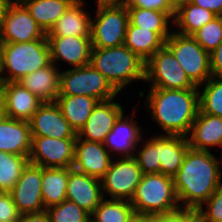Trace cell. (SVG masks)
Wrapping results in <instances>:
<instances>
[{
    "label": "cell",
    "instance_id": "cell-1",
    "mask_svg": "<svg viewBox=\"0 0 222 222\" xmlns=\"http://www.w3.org/2000/svg\"><path fill=\"white\" fill-rule=\"evenodd\" d=\"M221 162L211 151L189 148L173 177L180 207L197 210L222 182Z\"/></svg>",
    "mask_w": 222,
    "mask_h": 222
},
{
    "label": "cell",
    "instance_id": "cell-2",
    "mask_svg": "<svg viewBox=\"0 0 222 222\" xmlns=\"http://www.w3.org/2000/svg\"><path fill=\"white\" fill-rule=\"evenodd\" d=\"M144 107L167 135L187 137L199 111V89L149 88Z\"/></svg>",
    "mask_w": 222,
    "mask_h": 222
},
{
    "label": "cell",
    "instance_id": "cell-3",
    "mask_svg": "<svg viewBox=\"0 0 222 222\" xmlns=\"http://www.w3.org/2000/svg\"><path fill=\"white\" fill-rule=\"evenodd\" d=\"M90 64L120 93L131 82L145 81V61L125 45L92 48Z\"/></svg>",
    "mask_w": 222,
    "mask_h": 222
},
{
    "label": "cell",
    "instance_id": "cell-4",
    "mask_svg": "<svg viewBox=\"0 0 222 222\" xmlns=\"http://www.w3.org/2000/svg\"><path fill=\"white\" fill-rule=\"evenodd\" d=\"M50 63L47 38L20 43H0V82H17L23 76Z\"/></svg>",
    "mask_w": 222,
    "mask_h": 222
},
{
    "label": "cell",
    "instance_id": "cell-5",
    "mask_svg": "<svg viewBox=\"0 0 222 222\" xmlns=\"http://www.w3.org/2000/svg\"><path fill=\"white\" fill-rule=\"evenodd\" d=\"M130 202L140 214L168 213L180 207L173 178L162 173L143 174Z\"/></svg>",
    "mask_w": 222,
    "mask_h": 222
},
{
    "label": "cell",
    "instance_id": "cell-6",
    "mask_svg": "<svg viewBox=\"0 0 222 222\" xmlns=\"http://www.w3.org/2000/svg\"><path fill=\"white\" fill-rule=\"evenodd\" d=\"M96 2V15L91 19L92 48L124 45L129 23L127 7L121 1Z\"/></svg>",
    "mask_w": 222,
    "mask_h": 222
},
{
    "label": "cell",
    "instance_id": "cell-7",
    "mask_svg": "<svg viewBox=\"0 0 222 222\" xmlns=\"http://www.w3.org/2000/svg\"><path fill=\"white\" fill-rule=\"evenodd\" d=\"M61 71L59 95H84L104 101L120 94L91 64Z\"/></svg>",
    "mask_w": 222,
    "mask_h": 222
},
{
    "label": "cell",
    "instance_id": "cell-8",
    "mask_svg": "<svg viewBox=\"0 0 222 222\" xmlns=\"http://www.w3.org/2000/svg\"><path fill=\"white\" fill-rule=\"evenodd\" d=\"M165 46L173 53L188 78L198 87L211 74L210 53L191 36L173 31L166 39Z\"/></svg>",
    "mask_w": 222,
    "mask_h": 222
},
{
    "label": "cell",
    "instance_id": "cell-9",
    "mask_svg": "<svg viewBox=\"0 0 222 222\" xmlns=\"http://www.w3.org/2000/svg\"><path fill=\"white\" fill-rule=\"evenodd\" d=\"M145 81L149 88L199 89L187 76L173 53L164 46L145 62Z\"/></svg>",
    "mask_w": 222,
    "mask_h": 222
},
{
    "label": "cell",
    "instance_id": "cell-10",
    "mask_svg": "<svg viewBox=\"0 0 222 222\" xmlns=\"http://www.w3.org/2000/svg\"><path fill=\"white\" fill-rule=\"evenodd\" d=\"M113 160L106 174L100 179L102 194L110 199L131 201L141 181L142 171L134 157H122Z\"/></svg>",
    "mask_w": 222,
    "mask_h": 222
},
{
    "label": "cell",
    "instance_id": "cell-11",
    "mask_svg": "<svg viewBox=\"0 0 222 222\" xmlns=\"http://www.w3.org/2000/svg\"><path fill=\"white\" fill-rule=\"evenodd\" d=\"M76 138L32 136L29 163L43 167L72 168Z\"/></svg>",
    "mask_w": 222,
    "mask_h": 222
},
{
    "label": "cell",
    "instance_id": "cell-12",
    "mask_svg": "<svg viewBox=\"0 0 222 222\" xmlns=\"http://www.w3.org/2000/svg\"><path fill=\"white\" fill-rule=\"evenodd\" d=\"M47 38L26 7L14 0L0 28V43H20Z\"/></svg>",
    "mask_w": 222,
    "mask_h": 222
},
{
    "label": "cell",
    "instance_id": "cell-13",
    "mask_svg": "<svg viewBox=\"0 0 222 222\" xmlns=\"http://www.w3.org/2000/svg\"><path fill=\"white\" fill-rule=\"evenodd\" d=\"M42 167L28 163L9 191L19 213H38L45 209L41 192Z\"/></svg>",
    "mask_w": 222,
    "mask_h": 222
},
{
    "label": "cell",
    "instance_id": "cell-14",
    "mask_svg": "<svg viewBox=\"0 0 222 222\" xmlns=\"http://www.w3.org/2000/svg\"><path fill=\"white\" fill-rule=\"evenodd\" d=\"M46 37L50 48L51 62L56 66L58 65V68H60V61L68 63L73 68L90 64L92 50L91 37Z\"/></svg>",
    "mask_w": 222,
    "mask_h": 222
},
{
    "label": "cell",
    "instance_id": "cell-15",
    "mask_svg": "<svg viewBox=\"0 0 222 222\" xmlns=\"http://www.w3.org/2000/svg\"><path fill=\"white\" fill-rule=\"evenodd\" d=\"M115 98L99 101L93 108L88 120L77 133L76 139L104 143L115 121L124 112Z\"/></svg>",
    "mask_w": 222,
    "mask_h": 222
},
{
    "label": "cell",
    "instance_id": "cell-16",
    "mask_svg": "<svg viewBox=\"0 0 222 222\" xmlns=\"http://www.w3.org/2000/svg\"><path fill=\"white\" fill-rule=\"evenodd\" d=\"M28 122L32 136L77 138L56 102H44Z\"/></svg>",
    "mask_w": 222,
    "mask_h": 222
},
{
    "label": "cell",
    "instance_id": "cell-17",
    "mask_svg": "<svg viewBox=\"0 0 222 222\" xmlns=\"http://www.w3.org/2000/svg\"><path fill=\"white\" fill-rule=\"evenodd\" d=\"M112 155L104 143L76 139L73 169L101 179L112 162Z\"/></svg>",
    "mask_w": 222,
    "mask_h": 222
},
{
    "label": "cell",
    "instance_id": "cell-18",
    "mask_svg": "<svg viewBox=\"0 0 222 222\" xmlns=\"http://www.w3.org/2000/svg\"><path fill=\"white\" fill-rule=\"evenodd\" d=\"M143 129L137 124L131 116H126L123 112L115 121L112 130L107 134L104 142L105 148L115 159L117 154L122 157H133L136 147L140 144Z\"/></svg>",
    "mask_w": 222,
    "mask_h": 222
},
{
    "label": "cell",
    "instance_id": "cell-19",
    "mask_svg": "<svg viewBox=\"0 0 222 222\" xmlns=\"http://www.w3.org/2000/svg\"><path fill=\"white\" fill-rule=\"evenodd\" d=\"M4 102V115L9 118L29 121L44 103L18 82H0Z\"/></svg>",
    "mask_w": 222,
    "mask_h": 222
},
{
    "label": "cell",
    "instance_id": "cell-20",
    "mask_svg": "<svg viewBox=\"0 0 222 222\" xmlns=\"http://www.w3.org/2000/svg\"><path fill=\"white\" fill-rule=\"evenodd\" d=\"M101 180L69 168L66 199L90 215L103 199Z\"/></svg>",
    "mask_w": 222,
    "mask_h": 222
},
{
    "label": "cell",
    "instance_id": "cell-21",
    "mask_svg": "<svg viewBox=\"0 0 222 222\" xmlns=\"http://www.w3.org/2000/svg\"><path fill=\"white\" fill-rule=\"evenodd\" d=\"M31 147L29 122L4 116L0 120V151L29 157Z\"/></svg>",
    "mask_w": 222,
    "mask_h": 222
},
{
    "label": "cell",
    "instance_id": "cell-22",
    "mask_svg": "<svg viewBox=\"0 0 222 222\" xmlns=\"http://www.w3.org/2000/svg\"><path fill=\"white\" fill-rule=\"evenodd\" d=\"M187 139L190 148L196 150L210 151L212 147H222V117L199 110Z\"/></svg>",
    "mask_w": 222,
    "mask_h": 222
},
{
    "label": "cell",
    "instance_id": "cell-23",
    "mask_svg": "<svg viewBox=\"0 0 222 222\" xmlns=\"http://www.w3.org/2000/svg\"><path fill=\"white\" fill-rule=\"evenodd\" d=\"M84 0H76L54 23L46 36L91 37V17L84 7Z\"/></svg>",
    "mask_w": 222,
    "mask_h": 222
},
{
    "label": "cell",
    "instance_id": "cell-24",
    "mask_svg": "<svg viewBox=\"0 0 222 222\" xmlns=\"http://www.w3.org/2000/svg\"><path fill=\"white\" fill-rule=\"evenodd\" d=\"M59 68L52 62L39 70L23 76L17 82L43 102H55L59 95Z\"/></svg>",
    "mask_w": 222,
    "mask_h": 222
},
{
    "label": "cell",
    "instance_id": "cell-25",
    "mask_svg": "<svg viewBox=\"0 0 222 222\" xmlns=\"http://www.w3.org/2000/svg\"><path fill=\"white\" fill-rule=\"evenodd\" d=\"M190 148L187 137L179 135H159L160 173L174 177L183 164Z\"/></svg>",
    "mask_w": 222,
    "mask_h": 222
},
{
    "label": "cell",
    "instance_id": "cell-26",
    "mask_svg": "<svg viewBox=\"0 0 222 222\" xmlns=\"http://www.w3.org/2000/svg\"><path fill=\"white\" fill-rule=\"evenodd\" d=\"M55 102L59 106L64 118L74 131L78 133L99 101L84 95H58Z\"/></svg>",
    "mask_w": 222,
    "mask_h": 222
},
{
    "label": "cell",
    "instance_id": "cell-27",
    "mask_svg": "<svg viewBox=\"0 0 222 222\" xmlns=\"http://www.w3.org/2000/svg\"><path fill=\"white\" fill-rule=\"evenodd\" d=\"M47 33L76 0H19Z\"/></svg>",
    "mask_w": 222,
    "mask_h": 222
},
{
    "label": "cell",
    "instance_id": "cell-28",
    "mask_svg": "<svg viewBox=\"0 0 222 222\" xmlns=\"http://www.w3.org/2000/svg\"><path fill=\"white\" fill-rule=\"evenodd\" d=\"M69 168H42L41 192L45 209L66 199Z\"/></svg>",
    "mask_w": 222,
    "mask_h": 222
},
{
    "label": "cell",
    "instance_id": "cell-29",
    "mask_svg": "<svg viewBox=\"0 0 222 222\" xmlns=\"http://www.w3.org/2000/svg\"><path fill=\"white\" fill-rule=\"evenodd\" d=\"M124 45L146 62L165 46V40L157 32L136 27L129 22Z\"/></svg>",
    "mask_w": 222,
    "mask_h": 222
},
{
    "label": "cell",
    "instance_id": "cell-30",
    "mask_svg": "<svg viewBox=\"0 0 222 222\" xmlns=\"http://www.w3.org/2000/svg\"><path fill=\"white\" fill-rule=\"evenodd\" d=\"M127 10L132 25L157 32L165 41L171 35L168 25H173V18L168 13L136 7H127Z\"/></svg>",
    "mask_w": 222,
    "mask_h": 222
},
{
    "label": "cell",
    "instance_id": "cell-31",
    "mask_svg": "<svg viewBox=\"0 0 222 222\" xmlns=\"http://www.w3.org/2000/svg\"><path fill=\"white\" fill-rule=\"evenodd\" d=\"M216 16L212 11L189 2L175 11L173 24L177 33L192 35Z\"/></svg>",
    "mask_w": 222,
    "mask_h": 222
},
{
    "label": "cell",
    "instance_id": "cell-32",
    "mask_svg": "<svg viewBox=\"0 0 222 222\" xmlns=\"http://www.w3.org/2000/svg\"><path fill=\"white\" fill-rule=\"evenodd\" d=\"M134 209L130 201L122 199H105L90 216L91 222H128Z\"/></svg>",
    "mask_w": 222,
    "mask_h": 222
},
{
    "label": "cell",
    "instance_id": "cell-33",
    "mask_svg": "<svg viewBox=\"0 0 222 222\" xmlns=\"http://www.w3.org/2000/svg\"><path fill=\"white\" fill-rule=\"evenodd\" d=\"M28 163V156L0 151V188L3 192L14 187Z\"/></svg>",
    "mask_w": 222,
    "mask_h": 222
},
{
    "label": "cell",
    "instance_id": "cell-34",
    "mask_svg": "<svg viewBox=\"0 0 222 222\" xmlns=\"http://www.w3.org/2000/svg\"><path fill=\"white\" fill-rule=\"evenodd\" d=\"M201 86H204L202 92ZM198 88L199 110L202 113L222 117V78L212 76Z\"/></svg>",
    "mask_w": 222,
    "mask_h": 222
},
{
    "label": "cell",
    "instance_id": "cell-35",
    "mask_svg": "<svg viewBox=\"0 0 222 222\" xmlns=\"http://www.w3.org/2000/svg\"><path fill=\"white\" fill-rule=\"evenodd\" d=\"M136 147L134 158L141 168L142 174L160 173V159H159V134ZM139 146H141L139 148Z\"/></svg>",
    "mask_w": 222,
    "mask_h": 222
},
{
    "label": "cell",
    "instance_id": "cell-36",
    "mask_svg": "<svg viewBox=\"0 0 222 222\" xmlns=\"http://www.w3.org/2000/svg\"><path fill=\"white\" fill-rule=\"evenodd\" d=\"M51 222H90V214L67 199L46 209Z\"/></svg>",
    "mask_w": 222,
    "mask_h": 222
},
{
    "label": "cell",
    "instance_id": "cell-37",
    "mask_svg": "<svg viewBox=\"0 0 222 222\" xmlns=\"http://www.w3.org/2000/svg\"><path fill=\"white\" fill-rule=\"evenodd\" d=\"M191 36L211 53L222 42V16H216Z\"/></svg>",
    "mask_w": 222,
    "mask_h": 222
},
{
    "label": "cell",
    "instance_id": "cell-38",
    "mask_svg": "<svg viewBox=\"0 0 222 222\" xmlns=\"http://www.w3.org/2000/svg\"><path fill=\"white\" fill-rule=\"evenodd\" d=\"M196 212L203 218L204 222H222V182Z\"/></svg>",
    "mask_w": 222,
    "mask_h": 222
},
{
    "label": "cell",
    "instance_id": "cell-39",
    "mask_svg": "<svg viewBox=\"0 0 222 222\" xmlns=\"http://www.w3.org/2000/svg\"><path fill=\"white\" fill-rule=\"evenodd\" d=\"M126 7H136L162 11L168 13L173 19L175 11L171 8L168 0H121Z\"/></svg>",
    "mask_w": 222,
    "mask_h": 222
},
{
    "label": "cell",
    "instance_id": "cell-40",
    "mask_svg": "<svg viewBox=\"0 0 222 222\" xmlns=\"http://www.w3.org/2000/svg\"><path fill=\"white\" fill-rule=\"evenodd\" d=\"M20 216L10 192L0 193V221L19 220Z\"/></svg>",
    "mask_w": 222,
    "mask_h": 222
},
{
    "label": "cell",
    "instance_id": "cell-41",
    "mask_svg": "<svg viewBox=\"0 0 222 222\" xmlns=\"http://www.w3.org/2000/svg\"><path fill=\"white\" fill-rule=\"evenodd\" d=\"M152 222H184V208L168 212L152 215Z\"/></svg>",
    "mask_w": 222,
    "mask_h": 222
},
{
    "label": "cell",
    "instance_id": "cell-42",
    "mask_svg": "<svg viewBox=\"0 0 222 222\" xmlns=\"http://www.w3.org/2000/svg\"><path fill=\"white\" fill-rule=\"evenodd\" d=\"M210 61L212 76L222 78V42L210 53Z\"/></svg>",
    "mask_w": 222,
    "mask_h": 222
},
{
    "label": "cell",
    "instance_id": "cell-43",
    "mask_svg": "<svg viewBox=\"0 0 222 222\" xmlns=\"http://www.w3.org/2000/svg\"><path fill=\"white\" fill-rule=\"evenodd\" d=\"M191 3L222 16V0H191Z\"/></svg>",
    "mask_w": 222,
    "mask_h": 222
},
{
    "label": "cell",
    "instance_id": "cell-44",
    "mask_svg": "<svg viewBox=\"0 0 222 222\" xmlns=\"http://www.w3.org/2000/svg\"><path fill=\"white\" fill-rule=\"evenodd\" d=\"M19 222H51L46 210L38 213H27L20 216Z\"/></svg>",
    "mask_w": 222,
    "mask_h": 222
},
{
    "label": "cell",
    "instance_id": "cell-45",
    "mask_svg": "<svg viewBox=\"0 0 222 222\" xmlns=\"http://www.w3.org/2000/svg\"><path fill=\"white\" fill-rule=\"evenodd\" d=\"M184 222H204V220L195 210L184 208Z\"/></svg>",
    "mask_w": 222,
    "mask_h": 222
},
{
    "label": "cell",
    "instance_id": "cell-46",
    "mask_svg": "<svg viewBox=\"0 0 222 222\" xmlns=\"http://www.w3.org/2000/svg\"><path fill=\"white\" fill-rule=\"evenodd\" d=\"M128 222H152V214L133 213Z\"/></svg>",
    "mask_w": 222,
    "mask_h": 222
},
{
    "label": "cell",
    "instance_id": "cell-47",
    "mask_svg": "<svg viewBox=\"0 0 222 222\" xmlns=\"http://www.w3.org/2000/svg\"><path fill=\"white\" fill-rule=\"evenodd\" d=\"M14 0H0V28L2 26V23L4 21V18L6 16V12L10 6V4L13 2Z\"/></svg>",
    "mask_w": 222,
    "mask_h": 222
},
{
    "label": "cell",
    "instance_id": "cell-48",
    "mask_svg": "<svg viewBox=\"0 0 222 222\" xmlns=\"http://www.w3.org/2000/svg\"><path fill=\"white\" fill-rule=\"evenodd\" d=\"M171 8L177 11L181 6L191 2V0H168Z\"/></svg>",
    "mask_w": 222,
    "mask_h": 222
},
{
    "label": "cell",
    "instance_id": "cell-49",
    "mask_svg": "<svg viewBox=\"0 0 222 222\" xmlns=\"http://www.w3.org/2000/svg\"><path fill=\"white\" fill-rule=\"evenodd\" d=\"M4 102H3V98L2 95L0 93V120L4 117Z\"/></svg>",
    "mask_w": 222,
    "mask_h": 222
},
{
    "label": "cell",
    "instance_id": "cell-50",
    "mask_svg": "<svg viewBox=\"0 0 222 222\" xmlns=\"http://www.w3.org/2000/svg\"><path fill=\"white\" fill-rule=\"evenodd\" d=\"M97 1H121V0H97Z\"/></svg>",
    "mask_w": 222,
    "mask_h": 222
},
{
    "label": "cell",
    "instance_id": "cell-51",
    "mask_svg": "<svg viewBox=\"0 0 222 222\" xmlns=\"http://www.w3.org/2000/svg\"><path fill=\"white\" fill-rule=\"evenodd\" d=\"M1 222V221H0ZM3 222H19V220H14V221H3Z\"/></svg>",
    "mask_w": 222,
    "mask_h": 222
}]
</instances>
